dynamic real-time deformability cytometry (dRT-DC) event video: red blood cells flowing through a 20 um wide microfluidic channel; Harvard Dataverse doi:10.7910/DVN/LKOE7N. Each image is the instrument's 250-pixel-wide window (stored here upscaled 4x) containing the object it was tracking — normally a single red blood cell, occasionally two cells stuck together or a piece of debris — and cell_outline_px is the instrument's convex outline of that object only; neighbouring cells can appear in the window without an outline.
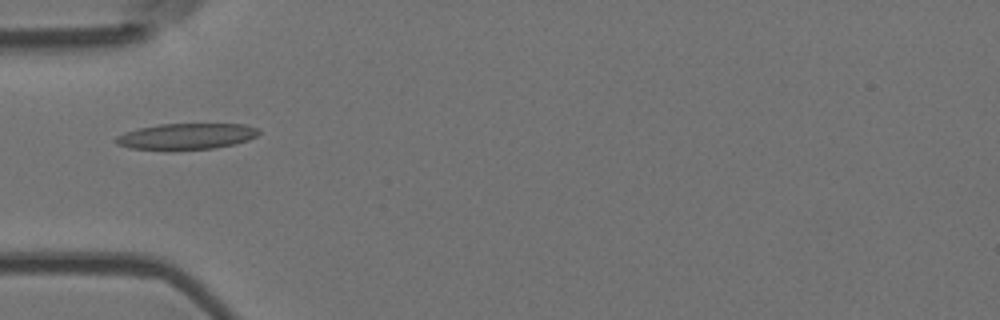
{"species": "Egyptian fruit bat (a non-hibernating species)", "species_latin": "Rousettus aegyptiacus", "temperature_condition": "room temperature", "stored_images_in_passage": 5, "camera_frame_rate_fps": 3000, "um_per_image_px": 0.085, "animal": {"sex": "female"}, "frame": {"image": 1, "passage_image": 1, "time_ms": 0.0, "image_size_px": [1000, 320], "cell_outline_px": [[260, 132], [256, 136], [248, 140], [236, 144], [212, 148], [172, 152], [132, 148], [116, 144], [116, 136], [124, 132], [140, 128], [160, 124], [244, 124], [260, 128]], "centroid_in_image_um": [15.84, 11.61], "position_along_channel_um": 69.2, "area_um2": 22.25}}
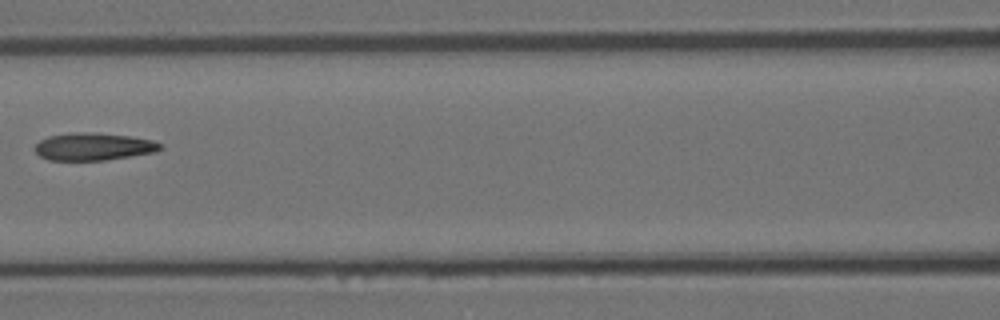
{"frame": {"image": 2, "passage_image": 3, "time_ms": 0.667, "image_size_px": [1000, 320], "cell_outline_px": [[160, 148], [156, 152], [104, 160], [48, 160], [40, 156], [32, 148], [40, 140], [48, 136], [72, 132], [92, 132], [128, 136], [152, 140], [160, 144]], "centroid_in_image_um": [7.88, 12.46], "position_along_channel_um": 158.7, "area_um2": 20.0}}
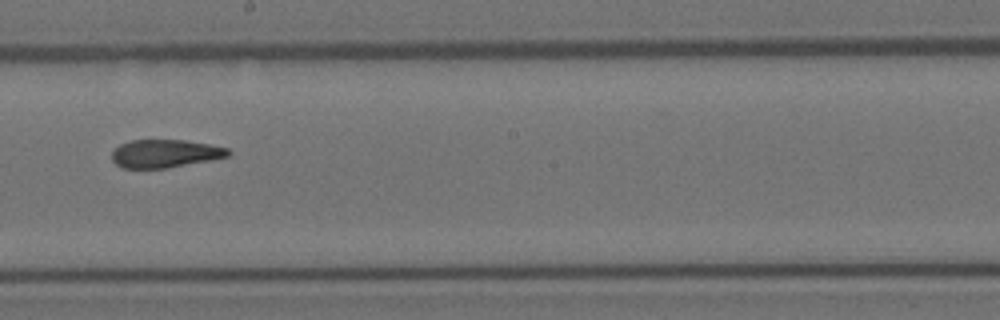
{"frame": {"image": 3, "passage_image": 5, "time_ms": 1.333, "image_size_px": [1000, 320], "cell_outline_px": [[232, 152], [228, 156], [208, 160], [164, 168], [124, 168], [116, 164], [112, 160], [112, 152], [120, 144], [132, 140], [184, 140], [208, 144], [228, 148]], "centroid_in_image_um": [14.01, 13.04], "position_along_channel_um": 234.2, "area_um2": 18.73}}